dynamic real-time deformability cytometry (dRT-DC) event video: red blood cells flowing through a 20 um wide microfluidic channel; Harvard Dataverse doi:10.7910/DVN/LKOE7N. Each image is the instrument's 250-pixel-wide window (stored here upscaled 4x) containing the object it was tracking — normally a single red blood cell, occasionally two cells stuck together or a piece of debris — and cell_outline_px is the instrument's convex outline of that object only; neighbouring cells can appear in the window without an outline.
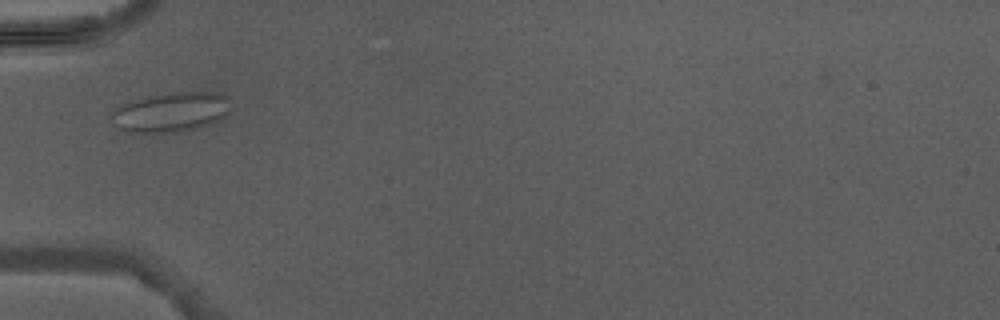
{"species": "Egyptian fruit bat (a non-hibernating species)", "species_latin": "Rousettus aegyptiacus", "temperature_condition": "warm", "stored_images_in_passage": 2, "camera_frame_rate_fps": 3000, "um_per_image_px": 0.085, "animal": {"sex": "male"}, "frame": {"image": 1, "passage_image": 2, "time_ms": 1.667, "image_size_px": [1000, 320], "cell_outline_px": [[232, 100], [228, 112], [220, 120], [208, 124], [192, 128], [172, 132], [132, 132], [120, 128], [112, 116], [116, 108], [132, 100], [176, 92], [220, 92], [228, 96]], "centroid_in_image_um": [14.64, 9.5], "position_along_channel_um": 70.4, "area_um2": 26.88}}